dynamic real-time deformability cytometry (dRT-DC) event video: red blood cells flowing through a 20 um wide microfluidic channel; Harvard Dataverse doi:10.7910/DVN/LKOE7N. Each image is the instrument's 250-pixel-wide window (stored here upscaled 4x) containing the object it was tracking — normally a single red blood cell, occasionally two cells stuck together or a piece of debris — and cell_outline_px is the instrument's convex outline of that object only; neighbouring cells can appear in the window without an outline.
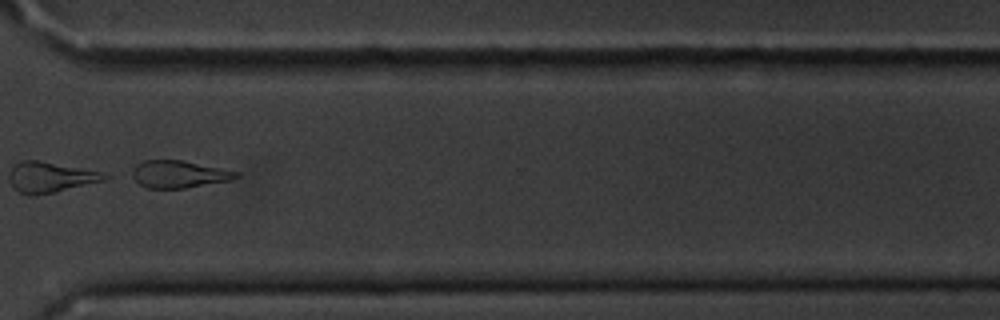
{"species": "common noctule bat (a hibernating species)", "species_latin": "Nyctalus noctula", "temperature_condition": "cold", "stored_images_in_passage": 10, "camera_frame_rate_fps": 3000, "um_per_image_px": 0.085, "animal": {"sex": "male", "body_mass_g": 20.1, "forearm_length_mm": 53.5}, "frame": {"image": 1, "passage_image": 9, "time_ms": 9.667, "image_size_px": [1000, 320], "cell_outline_px": [[240, 176], [232, 180], [184, 188], [144, 188], [132, 176], [132, 172], [136, 164], [144, 160], [180, 160], [240, 172]], "centroid_in_image_um": [15.21, 14.81], "position_along_channel_um": 355.4, "area_um2": 16.42}, "authors_computed_cell_mechanics": {"area_um2": 16.5308, "velocity_mm_per_s": 3.607, "shape_relaxation_time_tau1_ms": 3.9375, "shape_relaxation_time_tau2_ms": 3.5055, "deformation_change_tau1": 0.1451, "deformation_change_tau2": 0.1452}}